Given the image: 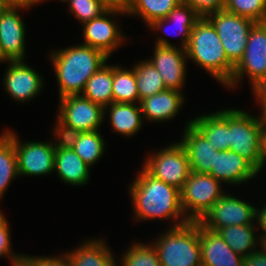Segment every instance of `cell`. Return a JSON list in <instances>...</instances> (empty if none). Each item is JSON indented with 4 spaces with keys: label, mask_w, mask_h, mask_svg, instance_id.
I'll use <instances>...</instances> for the list:
<instances>
[{
    "label": "cell",
    "mask_w": 266,
    "mask_h": 266,
    "mask_svg": "<svg viewBox=\"0 0 266 266\" xmlns=\"http://www.w3.org/2000/svg\"><path fill=\"white\" fill-rule=\"evenodd\" d=\"M129 186L136 220H176L171 227L189 222L181 208L180 190L155 178L144 167Z\"/></svg>",
    "instance_id": "1"
},
{
    "label": "cell",
    "mask_w": 266,
    "mask_h": 266,
    "mask_svg": "<svg viewBox=\"0 0 266 266\" xmlns=\"http://www.w3.org/2000/svg\"><path fill=\"white\" fill-rule=\"evenodd\" d=\"M50 58L59 85V98L81 94L88 79L109 59L102 51L84 44L58 49L51 52Z\"/></svg>",
    "instance_id": "2"
},
{
    "label": "cell",
    "mask_w": 266,
    "mask_h": 266,
    "mask_svg": "<svg viewBox=\"0 0 266 266\" xmlns=\"http://www.w3.org/2000/svg\"><path fill=\"white\" fill-rule=\"evenodd\" d=\"M185 51L188 60L203 68L222 85L226 86L231 81L235 66L227 59L217 31L206 17L195 24Z\"/></svg>",
    "instance_id": "3"
},
{
    "label": "cell",
    "mask_w": 266,
    "mask_h": 266,
    "mask_svg": "<svg viewBox=\"0 0 266 266\" xmlns=\"http://www.w3.org/2000/svg\"><path fill=\"white\" fill-rule=\"evenodd\" d=\"M165 231L153 243L161 266H202L198 221Z\"/></svg>",
    "instance_id": "4"
},
{
    "label": "cell",
    "mask_w": 266,
    "mask_h": 266,
    "mask_svg": "<svg viewBox=\"0 0 266 266\" xmlns=\"http://www.w3.org/2000/svg\"><path fill=\"white\" fill-rule=\"evenodd\" d=\"M57 122L53 132L61 139L79 132L100 130L104 108L81 94L60 98Z\"/></svg>",
    "instance_id": "5"
},
{
    "label": "cell",
    "mask_w": 266,
    "mask_h": 266,
    "mask_svg": "<svg viewBox=\"0 0 266 266\" xmlns=\"http://www.w3.org/2000/svg\"><path fill=\"white\" fill-rule=\"evenodd\" d=\"M262 116L228 109V150L238 153L256 169L261 157Z\"/></svg>",
    "instance_id": "6"
},
{
    "label": "cell",
    "mask_w": 266,
    "mask_h": 266,
    "mask_svg": "<svg viewBox=\"0 0 266 266\" xmlns=\"http://www.w3.org/2000/svg\"><path fill=\"white\" fill-rule=\"evenodd\" d=\"M210 174L190 172L180 190L181 208L189 221H199L225 192Z\"/></svg>",
    "instance_id": "7"
},
{
    "label": "cell",
    "mask_w": 266,
    "mask_h": 266,
    "mask_svg": "<svg viewBox=\"0 0 266 266\" xmlns=\"http://www.w3.org/2000/svg\"><path fill=\"white\" fill-rule=\"evenodd\" d=\"M206 18L215 27L227 59L236 66L244 55L249 32L256 22L226 10L211 13Z\"/></svg>",
    "instance_id": "8"
},
{
    "label": "cell",
    "mask_w": 266,
    "mask_h": 266,
    "mask_svg": "<svg viewBox=\"0 0 266 266\" xmlns=\"http://www.w3.org/2000/svg\"><path fill=\"white\" fill-rule=\"evenodd\" d=\"M143 167L155 178L179 190L191 172L187 153L178 142L148 155Z\"/></svg>",
    "instance_id": "9"
},
{
    "label": "cell",
    "mask_w": 266,
    "mask_h": 266,
    "mask_svg": "<svg viewBox=\"0 0 266 266\" xmlns=\"http://www.w3.org/2000/svg\"><path fill=\"white\" fill-rule=\"evenodd\" d=\"M244 75L250 79V86L266 76V22H256L252 26L244 55L234 67L231 81L226 87L235 88Z\"/></svg>",
    "instance_id": "10"
},
{
    "label": "cell",
    "mask_w": 266,
    "mask_h": 266,
    "mask_svg": "<svg viewBox=\"0 0 266 266\" xmlns=\"http://www.w3.org/2000/svg\"><path fill=\"white\" fill-rule=\"evenodd\" d=\"M256 215L257 207L225 193L198 222L207 229L217 232L221 228L233 225H254Z\"/></svg>",
    "instance_id": "11"
},
{
    "label": "cell",
    "mask_w": 266,
    "mask_h": 266,
    "mask_svg": "<svg viewBox=\"0 0 266 266\" xmlns=\"http://www.w3.org/2000/svg\"><path fill=\"white\" fill-rule=\"evenodd\" d=\"M58 140L54 142H21L14 132V148L17 155L19 176H43L54 171L57 142L61 139L53 132Z\"/></svg>",
    "instance_id": "12"
},
{
    "label": "cell",
    "mask_w": 266,
    "mask_h": 266,
    "mask_svg": "<svg viewBox=\"0 0 266 266\" xmlns=\"http://www.w3.org/2000/svg\"><path fill=\"white\" fill-rule=\"evenodd\" d=\"M154 55L149 61L161 75L167 89L180 92L186 80L185 49L172 45L168 39L159 36L155 41Z\"/></svg>",
    "instance_id": "13"
},
{
    "label": "cell",
    "mask_w": 266,
    "mask_h": 266,
    "mask_svg": "<svg viewBox=\"0 0 266 266\" xmlns=\"http://www.w3.org/2000/svg\"><path fill=\"white\" fill-rule=\"evenodd\" d=\"M119 14L125 15L127 11L107 9L99 17L83 23L84 43L82 44L98 49L110 58L113 51L126 39L116 22L109 18Z\"/></svg>",
    "instance_id": "14"
},
{
    "label": "cell",
    "mask_w": 266,
    "mask_h": 266,
    "mask_svg": "<svg viewBox=\"0 0 266 266\" xmlns=\"http://www.w3.org/2000/svg\"><path fill=\"white\" fill-rule=\"evenodd\" d=\"M3 84L6 92L15 101L25 103L35 98L43 87V78L23 60L9 61Z\"/></svg>",
    "instance_id": "15"
},
{
    "label": "cell",
    "mask_w": 266,
    "mask_h": 266,
    "mask_svg": "<svg viewBox=\"0 0 266 266\" xmlns=\"http://www.w3.org/2000/svg\"><path fill=\"white\" fill-rule=\"evenodd\" d=\"M19 8H5L0 15V48L8 61L25 60L26 26Z\"/></svg>",
    "instance_id": "16"
},
{
    "label": "cell",
    "mask_w": 266,
    "mask_h": 266,
    "mask_svg": "<svg viewBox=\"0 0 266 266\" xmlns=\"http://www.w3.org/2000/svg\"><path fill=\"white\" fill-rule=\"evenodd\" d=\"M184 128L179 143L187 153L191 171L209 174L212 167H215V153H218V150L191 124V120Z\"/></svg>",
    "instance_id": "17"
},
{
    "label": "cell",
    "mask_w": 266,
    "mask_h": 266,
    "mask_svg": "<svg viewBox=\"0 0 266 266\" xmlns=\"http://www.w3.org/2000/svg\"><path fill=\"white\" fill-rule=\"evenodd\" d=\"M202 266H243L244 257L234 252L218 232L199 223Z\"/></svg>",
    "instance_id": "18"
},
{
    "label": "cell",
    "mask_w": 266,
    "mask_h": 266,
    "mask_svg": "<svg viewBox=\"0 0 266 266\" xmlns=\"http://www.w3.org/2000/svg\"><path fill=\"white\" fill-rule=\"evenodd\" d=\"M224 184L239 185L256 177V168L238 153L222 150L215 153V167L209 173Z\"/></svg>",
    "instance_id": "19"
},
{
    "label": "cell",
    "mask_w": 266,
    "mask_h": 266,
    "mask_svg": "<svg viewBox=\"0 0 266 266\" xmlns=\"http://www.w3.org/2000/svg\"><path fill=\"white\" fill-rule=\"evenodd\" d=\"M90 168L64 139L57 142L54 171L61 181L84 186L90 179Z\"/></svg>",
    "instance_id": "20"
},
{
    "label": "cell",
    "mask_w": 266,
    "mask_h": 266,
    "mask_svg": "<svg viewBox=\"0 0 266 266\" xmlns=\"http://www.w3.org/2000/svg\"><path fill=\"white\" fill-rule=\"evenodd\" d=\"M185 97L182 92L174 89H166L140 100L143 120L150 122H163L173 119L181 110Z\"/></svg>",
    "instance_id": "21"
},
{
    "label": "cell",
    "mask_w": 266,
    "mask_h": 266,
    "mask_svg": "<svg viewBox=\"0 0 266 266\" xmlns=\"http://www.w3.org/2000/svg\"><path fill=\"white\" fill-rule=\"evenodd\" d=\"M191 124L216 150H228V109L196 116Z\"/></svg>",
    "instance_id": "22"
},
{
    "label": "cell",
    "mask_w": 266,
    "mask_h": 266,
    "mask_svg": "<svg viewBox=\"0 0 266 266\" xmlns=\"http://www.w3.org/2000/svg\"><path fill=\"white\" fill-rule=\"evenodd\" d=\"M89 239L80 247L65 253L72 266H117L105 240Z\"/></svg>",
    "instance_id": "23"
},
{
    "label": "cell",
    "mask_w": 266,
    "mask_h": 266,
    "mask_svg": "<svg viewBox=\"0 0 266 266\" xmlns=\"http://www.w3.org/2000/svg\"><path fill=\"white\" fill-rule=\"evenodd\" d=\"M113 102L104 108V114L109 110L110 123L114 132L127 137L137 134L143 126L140 104ZM109 108V109H108Z\"/></svg>",
    "instance_id": "24"
},
{
    "label": "cell",
    "mask_w": 266,
    "mask_h": 266,
    "mask_svg": "<svg viewBox=\"0 0 266 266\" xmlns=\"http://www.w3.org/2000/svg\"><path fill=\"white\" fill-rule=\"evenodd\" d=\"M200 19L201 17L193 8L180 2L166 18L154 20L148 27L149 29L152 28V31L161 30L164 32L166 30L163 27L169 22L172 23L176 26V30H174L182 37L180 48L185 49L188 45L191 31Z\"/></svg>",
    "instance_id": "25"
},
{
    "label": "cell",
    "mask_w": 266,
    "mask_h": 266,
    "mask_svg": "<svg viewBox=\"0 0 266 266\" xmlns=\"http://www.w3.org/2000/svg\"><path fill=\"white\" fill-rule=\"evenodd\" d=\"M64 140L90 167L101 158L106 147L100 130L75 133L66 136Z\"/></svg>",
    "instance_id": "26"
},
{
    "label": "cell",
    "mask_w": 266,
    "mask_h": 266,
    "mask_svg": "<svg viewBox=\"0 0 266 266\" xmlns=\"http://www.w3.org/2000/svg\"><path fill=\"white\" fill-rule=\"evenodd\" d=\"M102 65L86 82L82 96L103 108L113 103V65Z\"/></svg>",
    "instance_id": "27"
},
{
    "label": "cell",
    "mask_w": 266,
    "mask_h": 266,
    "mask_svg": "<svg viewBox=\"0 0 266 266\" xmlns=\"http://www.w3.org/2000/svg\"><path fill=\"white\" fill-rule=\"evenodd\" d=\"M254 227L256 225H233L217 232L234 252L244 257L262 245L259 235H255Z\"/></svg>",
    "instance_id": "28"
},
{
    "label": "cell",
    "mask_w": 266,
    "mask_h": 266,
    "mask_svg": "<svg viewBox=\"0 0 266 266\" xmlns=\"http://www.w3.org/2000/svg\"><path fill=\"white\" fill-rule=\"evenodd\" d=\"M17 155L14 148V132L5 130L0 135V200L9 183L18 177Z\"/></svg>",
    "instance_id": "29"
},
{
    "label": "cell",
    "mask_w": 266,
    "mask_h": 266,
    "mask_svg": "<svg viewBox=\"0 0 266 266\" xmlns=\"http://www.w3.org/2000/svg\"><path fill=\"white\" fill-rule=\"evenodd\" d=\"M181 0H129L127 14L142 18L148 26L154 20L166 18Z\"/></svg>",
    "instance_id": "30"
},
{
    "label": "cell",
    "mask_w": 266,
    "mask_h": 266,
    "mask_svg": "<svg viewBox=\"0 0 266 266\" xmlns=\"http://www.w3.org/2000/svg\"><path fill=\"white\" fill-rule=\"evenodd\" d=\"M113 102L118 103H140L136 75L133 68L123 69L113 65Z\"/></svg>",
    "instance_id": "31"
},
{
    "label": "cell",
    "mask_w": 266,
    "mask_h": 266,
    "mask_svg": "<svg viewBox=\"0 0 266 266\" xmlns=\"http://www.w3.org/2000/svg\"><path fill=\"white\" fill-rule=\"evenodd\" d=\"M133 70L140 100L167 89L161 75L148 59L135 64Z\"/></svg>",
    "instance_id": "32"
},
{
    "label": "cell",
    "mask_w": 266,
    "mask_h": 266,
    "mask_svg": "<svg viewBox=\"0 0 266 266\" xmlns=\"http://www.w3.org/2000/svg\"><path fill=\"white\" fill-rule=\"evenodd\" d=\"M122 266H161L153 244L135 243L122 256Z\"/></svg>",
    "instance_id": "33"
},
{
    "label": "cell",
    "mask_w": 266,
    "mask_h": 266,
    "mask_svg": "<svg viewBox=\"0 0 266 266\" xmlns=\"http://www.w3.org/2000/svg\"><path fill=\"white\" fill-rule=\"evenodd\" d=\"M225 10L254 22H266V0H225Z\"/></svg>",
    "instance_id": "34"
},
{
    "label": "cell",
    "mask_w": 266,
    "mask_h": 266,
    "mask_svg": "<svg viewBox=\"0 0 266 266\" xmlns=\"http://www.w3.org/2000/svg\"><path fill=\"white\" fill-rule=\"evenodd\" d=\"M68 2V9L72 15L83 24L99 17L108 8L99 0H60Z\"/></svg>",
    "instance_id": "35"
},
{
    "label": "cell",
    "mask_w": 266,
    "mask_h": 266,
    "mask_svg": "<svg viewBox=\"0 0 266 266\" xmlns=\"http://www.w3.org/2000/svg\"><path fill=\"white\" fill-rule=\"evenodd\" d=\"M1 211V210H0ZM9 223L6 217L0 212V258L1 257H8L9 261L12 264L21 259L23 255L13 253L11 249V238H10V230H9Z\"/></svg>",
    "instance_id": "36"
},
{
    "label": "cell",
    "mask_w": 266,
    "mask_h": 266,
    "mask_svg": "<svg viewBox=\"0 0 266 266\" xmlns=\"http://www.w3.org/2000/svg\"><path fill=\"white\" fill-rule=\"evenodd\" d=\"M181 2L193 8L201 18L225 10V0H181Z\"/></svg>",
    "instance_id": "37"
},
{
    "label": "cell",
    "mask_w": 266,
    "mask_h": 266,
    "mask_svg": "<svg viewBox=\"0 0 266 266\" xmlns=\"http://www.w3.org/2000/svg\"><path fill=\"white\" fill-rule=\"evenodd\" d=\"M24 256L34 265V266H72L68 257L65 253L59 256H29L24 254Z\"/></svg>",
    "instance_id": "38"
},
{
    "label": "cell",
    "mask_w": 266,
    "mask_h": 266,
    "mask_svg": "<svg viewBox=\"0 0 266 266\" xmlns=\"http://www.w3.org/2000/svg\"><path fill=\"white\" fill-rule=\"evenodd\" d=\"M253 94L256 97L255 99L261 104V116H266V76L258 80L253 86H252Z\"/></svg>",
    "instance_id": "39"
},
{
    "label": "cell",
    "mask_w": 266,
    "mask_h": 266,
    "mask_svg": "<svg viewBox=\"0 0 266 266\" xmlns=\"http://www.w3.org/2000/svg\"><path fill=\"white\" fill-rule=\"evenodd\" d=\"M243 266H266V248L261 245L257 250L244 256Z\"/></svg>",
    "instance_id": "40"
},
{
    "label": "cell",
    "mask_w": 266,
    "mask_h": 266,
    "mask_svg": "<svg viewBox=\"0 0 266 266\" xmlns=\"http://www.w3.org/2000/svg\"><path fill=\"white\" fill-rule=\"evenodd\" d=\"M0 3L5 8L29 9L37 3L40 4L41 0H0Z\"/></svg>",
    "instance_id": "41"
},
{
    "label": "cell",
    "mask_w": 266,
    "mask_h": 266,
    "mask_svg": "<svg viewBox=\"0 0 266 266\" xmlns=\"http://www.w3.org/2000/svg\"><path fill=\"white\" fill-rule=\"evenodd\" d=\"M266 164V116H262V135H261V157L259 167L256 169L259 174Z\"/></svg>",
    "instance_id": "42"
},
{
    "label": "cell",
    "mask_w": 266,
    "mask_h": 266,
    "mask_svg": "<svg viewBox=\"0 0 266 266\" xmlns=\"http://www.w3.org/2000/svg\"><path fill=\"white\" fill-rule=\"evenodd\" d=\"M256 221L263 231L259 236L260 241L263 244L266 242V204L262 206V208L260 207V209H257Z\"/></svg>",
    "instance_id": "43"
},
{
    "label": "cell",
    "mask_w": 266,
    "mask_h": 266,
    "mask_svg": "<svg viewBox=\"0 0 266 266\" xmlns=\"http://www.w3.org/2000/svg\"><path fill=\"white\" fill-rule=\"evenodd\" d=\"M108 9L127 10L129 0H99Z\"/></svg>",
    "instance_id": "44"
},
{
    "label": "cell",
    "mask_w": 266,
    "mask_h": 266,
    "mask_svg": "<svg viewBox=\"0 0 266 266\" xmlns=\"http://www.w3.org/2000/svg\"><path fill=\"white\" fill-rule=\"evenodd\" d=\"M12 266H34L25 256L15 261Z\"/></svg>",
    "instance_id": "45"
},
{
    "label": "cell",
    "mask_w": 266,
    "mask_h": 266,
    "mask_svg": "<svg viewBox=\"0 0 266 266\" xmlns=\"http://www.w3.org/2000/svg\"><path fill=\"white\" fill-rule=\"evenodd\" d=\"M1 62H7L8 63L9 61L5 58V56L3 55L1 48H0V63Z\"/></svg>",
    "instance_id": "46"
},
{
    "label": "cell",
    "mask_w": 266,
    "mask_h": 266,
    "mask_svg": "<svg viewBox=\"0 0 266 266\" xmlns=\"http://www.w3.org/2000/svg\"><path fill=\"white\" fill-rule=\"evenodd\" d=\"M5 9V7L0 3V15H1V12Z\"/></svg>",
    "instance_id": "47"
}]
</instances>
